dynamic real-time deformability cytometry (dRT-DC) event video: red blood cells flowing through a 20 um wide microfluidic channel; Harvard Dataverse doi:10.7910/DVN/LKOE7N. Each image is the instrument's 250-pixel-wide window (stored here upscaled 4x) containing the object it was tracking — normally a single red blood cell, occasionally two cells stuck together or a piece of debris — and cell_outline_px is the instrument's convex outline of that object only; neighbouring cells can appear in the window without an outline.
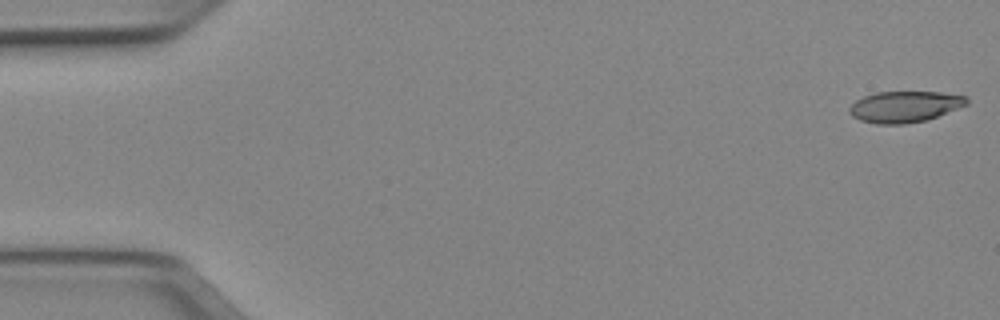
{"species": "Egyptian fruit bat (a non-hibernating species)", "species_latin": "Rousettus aegyptiacus", "temperature_condition": "cold", "stored_images_in_passage": 50, "camera_frame_rate_fps": 3000, "um_per_image_px": 0.085, "animal": {"sex": "female"}, "frame": {"image": 1, "passage_image": 1, "time_ms": 0.0, "image_size_px": [1000, 320], "cell_outline_px": [[968, 104], [928, 120], [904, 124], [876, 124], [860, 120], [852, 116], [848, 112], [848, 108], [856, 100], [864, 96], [876, 92], [940, 92], [968, 96]], "centroid_in_image_um": [76.9, 9.07], "position_along_channel_um": 8.1, "area_um2": 21.44}}
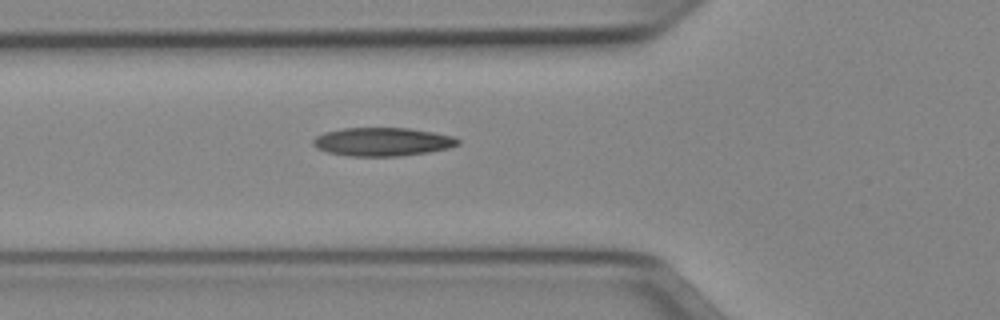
{"frame": {"image": 2, "passage_image": 18, "time_ms": 5.667, "image_size_px": [1000, 320], "cell_outline_px": [[460, 144], [448, 148], [428, 152], [400, 156], [348, 156], [328, 152], [316, 148], [312, 144], [312, 140], [316, 136], [324, 132], [344, 128], [408, 128], [456, 136], [460, 140]], "centroid_in_image_um": [32.51, 12.05], "position_along_channel_um": 93.3, "area_um2": 24.1}}
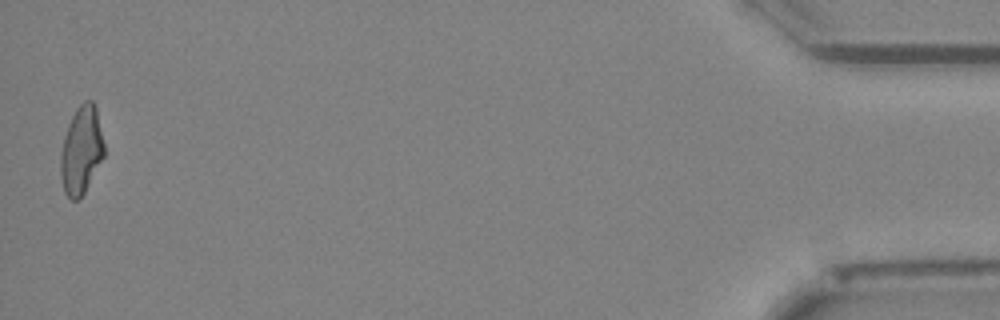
{"frame": {"image": 3, "passage_image": 50, "time_ms": 16.333, "image_size_px": [1000, 320], "cell_outline_px": [[104, 156], [84, 192], [76, 200], [72, 200], [64, 192], [60, 176], [60, 152], [64, 136], [68, 124], [76, 108], [84, 100], [92, 100], [96, 108], [104, 144]], "centroid_in_image_um": [6.89, 12.75], "position_along_channel_um": 428.3, "area_um2": 22.2}, "authors_computed_cell_mechanics": {"area_um2": 22.5709, "velocity_mm_per_s": 4.0094, "shape_relaxation_time_tau1_ms": 10.6599, "shape_relaxation_time_tau2_ms": 3.3348, "deformation_change_tau1": 0.2776, "deformation_change_tau2": 0.1153}}